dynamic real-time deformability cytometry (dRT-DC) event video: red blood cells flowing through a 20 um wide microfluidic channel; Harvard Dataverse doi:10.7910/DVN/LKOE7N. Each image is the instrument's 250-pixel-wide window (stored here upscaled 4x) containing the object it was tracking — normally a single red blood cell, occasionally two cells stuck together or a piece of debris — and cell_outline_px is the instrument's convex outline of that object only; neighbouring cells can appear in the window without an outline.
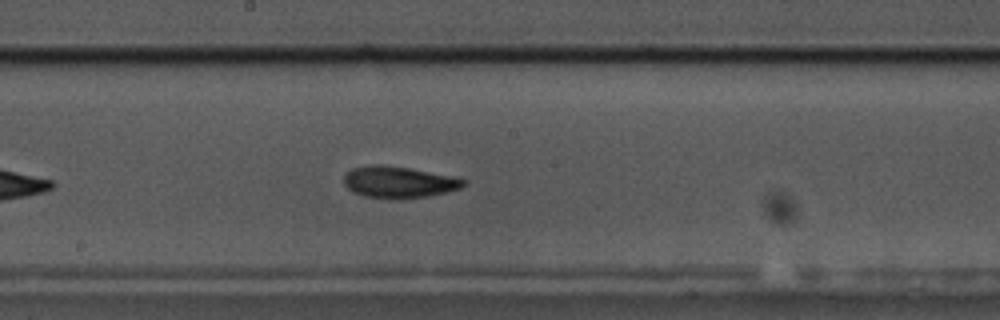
{"species": "common noctule bat (a hibernating species)", "species_latin": "Nyctalus noctula", "temperature_condition": "cold", "stored_images_in_passage": 24, "camera_frame_rate_fps": 3000, "um_per_image_px": 0.085, "animal": {"sex": "male", "body_mass_g": 17.5, "forearm_length_mm": 52.3}, "frame": {"image": 1, "passage_image": 17, "time_ms": 5.333, "image_size_px": [1000, 320], "cell_outline_px": [[468, 180], [460, 188], [448, 192], [428, 196], [396, 200], [364, 196], [352, 192], [344, 184], [344, 176], [352, 168], [372, 164], [380, 164], [408, 168]], "centroid_in_image_um": [33.85, 15.5], "position_along_channel_um": 214.3, "area_um2": 21.96}}
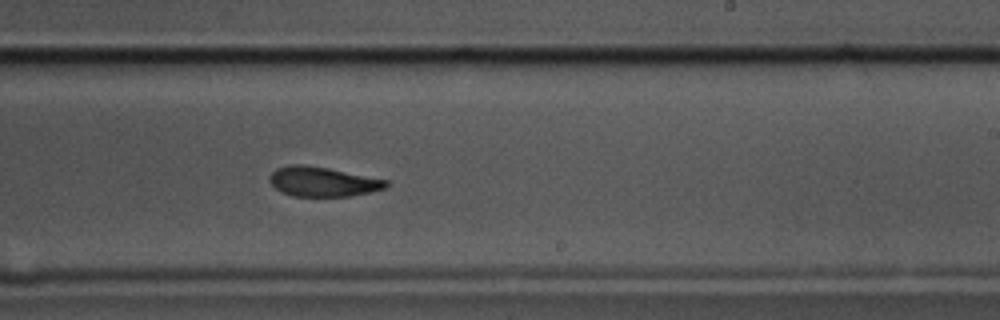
{"frame": {"image": 2, "passage_image": 21, "time_ms": 6.667, "image_size_px": [1000, 320], "cell_outline_px": [[388, 184], [384, 188], [372, 192], [348, 196], [292, 196], [280, 192], [268, 180], [268, 176], [276, 168], [288, 164], [304, 164], [328, 168], [388, 180]], "centroid_in_image_um": [27.38, 15.43], "position_along_channel_um": 261.6, "area_um2": 20.23}}